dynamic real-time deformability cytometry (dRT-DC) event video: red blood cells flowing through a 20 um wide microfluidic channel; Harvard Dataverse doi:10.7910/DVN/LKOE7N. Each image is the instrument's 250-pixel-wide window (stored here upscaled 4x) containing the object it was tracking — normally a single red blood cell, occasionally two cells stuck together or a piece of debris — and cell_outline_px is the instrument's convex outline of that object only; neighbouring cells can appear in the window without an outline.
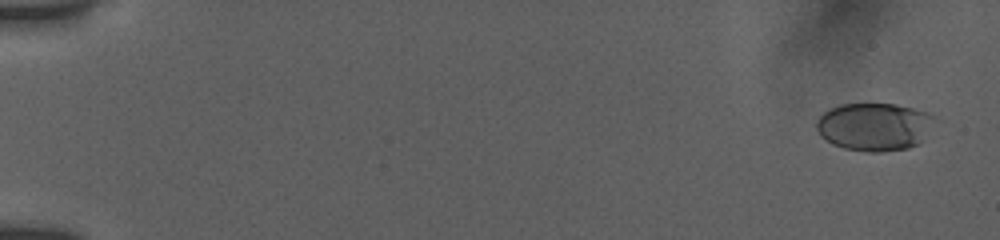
{"species": "human", "species_latin": "Homo sapiens", "temperature_condition": "room temperature", "stored_images_in_passage": 19, "camera_frame_rate_fps": 3000, "um_per_image_px": 0.085, "donor": {"sex": "female"}, "frame": {"image": 1, "passage_image": 2, "time_ms": 0.333, "image_size_px": [1000, 240], "cell_outline_px": [[932, 116], [916, 144], [908, 148], [880, 152], [868, 152], [844, 148], [832, 144], [820, 136], [816, 128], [816, 120], [828, 108], [840, 104], [896, 104], [928, 112]], "centroid_in_image_um": [74.16, 10.76], "position_along_channel_um": 10.8, "area_um2": 32.19}}
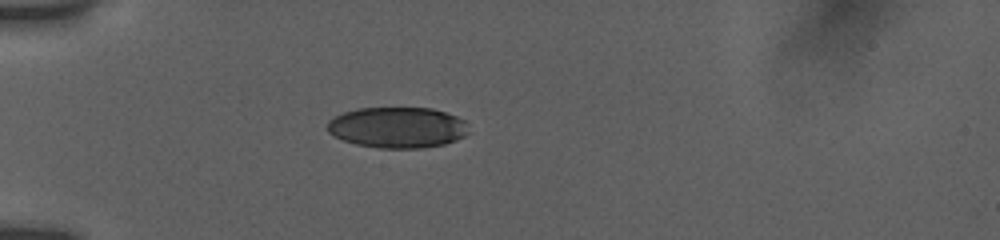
{"frame": {"image": 2, "passage_image": 17, "time_ms": 5.333, "image_size_px": [1000, 240], "cell_outline_px": [[468, 132], [464, 136], [456, 140], [444, 144], [420, 148], [380, 148], [356, 144], [344, 140], [328, 132], [328, 120], [344, 112], [360, 108], [432, 108], [456, 116], [464, 120]], "centroid_in_image_um": [33.79, 10.83], "position_along_channel_um": 51.2, "area_um2": 33.41}}
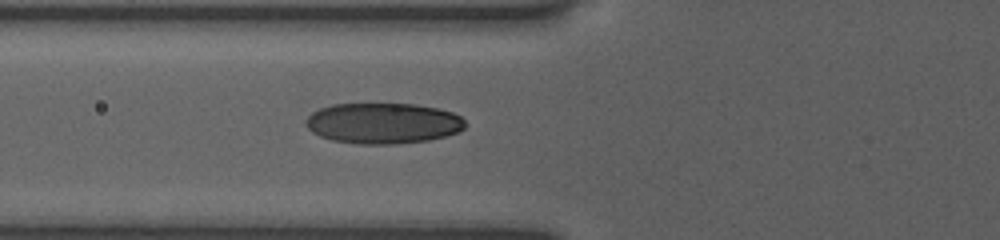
{"frame": {"image": 3, "passage_image": 19, "time_ms": 7.0, "image_size_px": [1000, 240], "cell_outline_px": [[464, 128], [460, 132], [428, 140], [396, 144], [356, 144], [332, 140], [320, 136], [312, 132], [304, 124], [304, 120], [312, 112], [320, 108], [332, 104], [416, 104], [436, 108], [452, 112], [460, 116], [464, 120]], "centroid_in_image_um": [32.53, 10.48], "position_along_channel_um": 93.3, "area_um2": 37.97}}